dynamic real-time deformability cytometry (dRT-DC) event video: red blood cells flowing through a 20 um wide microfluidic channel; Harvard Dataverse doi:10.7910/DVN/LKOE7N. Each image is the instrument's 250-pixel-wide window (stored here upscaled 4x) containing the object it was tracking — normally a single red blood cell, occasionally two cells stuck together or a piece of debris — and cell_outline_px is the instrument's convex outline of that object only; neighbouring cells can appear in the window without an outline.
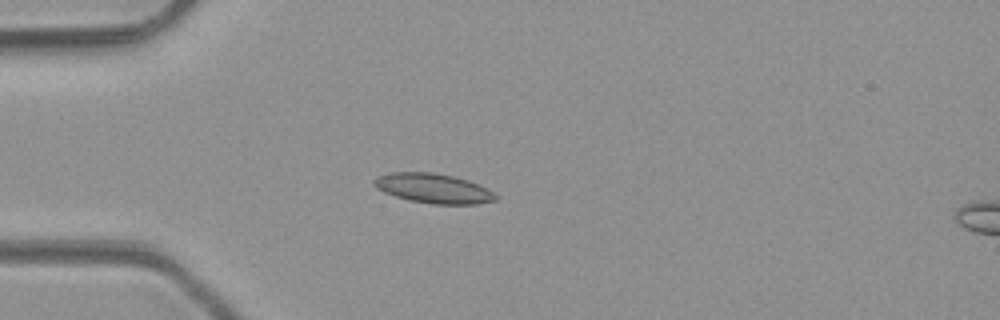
{"species": "common noctule bat (a hibernating species)", "species_latin": "Nyctalus noctula", "temperature_condition": "room temperature", "stored_images_in_passage": 4, "camera_frame_rate_fps": 3000, "um_per_image_px": 0.085, "animal": {"sex": "male", "body_mass_g": 23.1, "forearm_length_mm": 52.7}, "frame": {"image": 1, "passage_image": 3, "time_ms": 3.0, "image_size_px": [1000, 320], "cell_outline_px": [[496, 200], [476, 204], [432, 204], [408, 200], [384, 192], [376, 188], [372, 184], [372, 180], [376, 176], [388, 172], [432, 172], [452, 176], [468, 180], [492, 192], [496, 196]], "centroid_in_image_um": [36.75, 16.0], "position_along_channel_um": 48.3, "area_um2": 20.92}}